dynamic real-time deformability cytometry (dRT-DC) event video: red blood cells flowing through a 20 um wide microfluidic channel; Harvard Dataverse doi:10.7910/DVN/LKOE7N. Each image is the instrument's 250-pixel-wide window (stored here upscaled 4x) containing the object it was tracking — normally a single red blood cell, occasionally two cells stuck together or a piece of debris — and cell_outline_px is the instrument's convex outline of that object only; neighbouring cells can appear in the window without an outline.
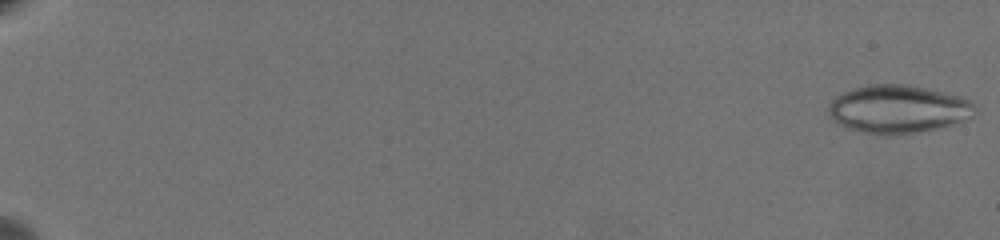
{"species": "common noctule bat (a hibernating species)", "species_latin": "Nyctalus noctula", "temperature_condition": "warm", "stored_images_in_passage": 63, "camera_frame_rate_fps": 3000, "um_per_image_px": 0.085, "animal": {"sex": "female", "body_mass_g": 19.5, "forearm_length_mm": 54.1}, "frame": {"image": 1, "passage_image": 1, "time_ms": 0.0, "image_size_px": [1000, 240], "cell_outline_px": [[976, 112], [972, 116], [956, 124], [920, 132], [896, 136], [884, 136], [864, 132], [848, 128], [832, 120], [828, 116], [828, 104], [836, 96], [844, 92], [868, 84], [908, 84], [960, 96], [976, 104]], "centroid_in_image_um": [76.34, 9.29], "position_along_channel_um": 8.7, "area_um2": 41.5}}
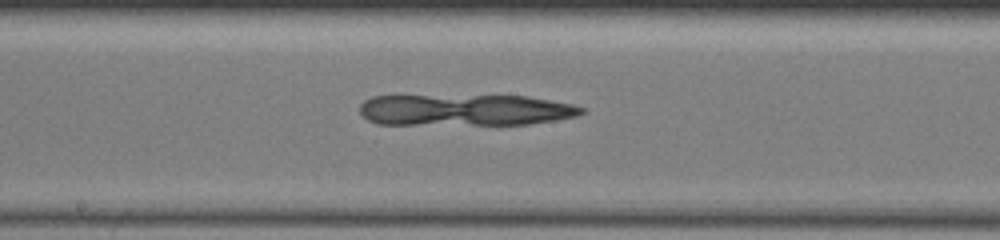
{"frame": {"image": 2, "passage_image": 38, "time_ms": 12.333, "image_size_px": [1000, 240], "cell_outline_px": [[584, 112], [576, 116], [556, 120], [528, 124], [376, 124], [368, 120], [360, 112], [360, 104], [364, 100], [372, 96], [400, 92], [404, 92], [528, 96], [572, 104], [584, 108]], "centroid_in_image_um": [39.38, 9.28], "position_along_channel_um": 208.8, "area_um2": 42.77}}
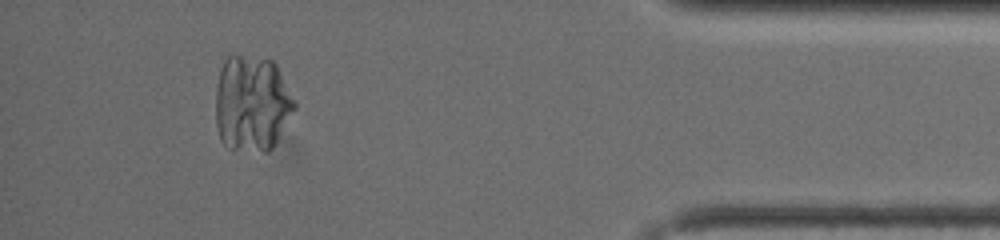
{"frame": {"image": 3, "passage_image": 59, "time_ms": 19.333, "image_size_px": [1000, 240], "cell_outline_px": [[296, 108], [272, 148], [268, 152], [264, 152], [232, 148], [224, 144], [220, 140], [216, 124], [216, 84], [220, 68], [224, 56], [240, 56], [272, 60], [276, 64], [296, 100]], "centroid_in_image_um": [21.41, 8.78], "position_along_channel_um": 413.8, "area_um2": 44.45}}